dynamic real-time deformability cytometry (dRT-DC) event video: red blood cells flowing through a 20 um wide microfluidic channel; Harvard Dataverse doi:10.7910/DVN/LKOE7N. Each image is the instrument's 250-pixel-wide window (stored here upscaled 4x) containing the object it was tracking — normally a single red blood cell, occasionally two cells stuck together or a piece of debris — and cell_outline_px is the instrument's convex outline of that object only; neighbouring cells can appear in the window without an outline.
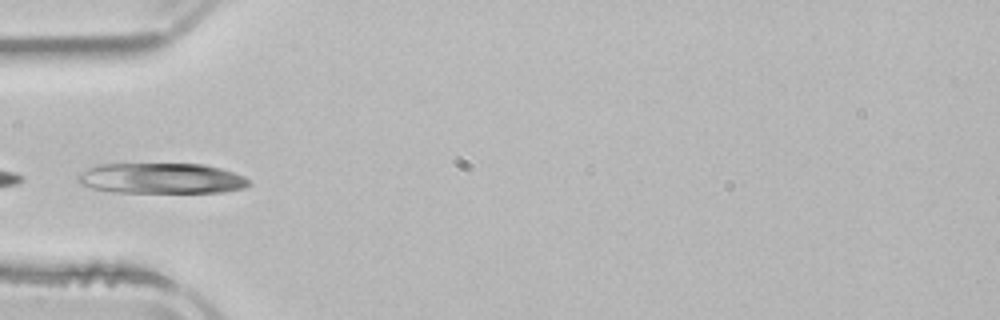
{"species": "common noctule bat (a hibernating species)", "species_latin": "Nyctalus noctula", "temperature_condition": "room temperature", "stored_images_in_passage": 4, "camera_frame_rate_fps": 3000, "um_per_image_px": 0.085, "animal": {"sex": "male", "body_mass_g": 21.5, "forearm_length_mm": 52.0}, "frame": {"image": 1, "passage_image": 4, "time_ms": 4.333, "image_size_px": [1000, 320], "cell_outline_px": [[248, 184], [244, 188], [220, 192], [112, 192], [92, 188], [80, 184], [80, 176], [88, 168], [96, 164], [204, 164], [220, 168], [244, 176], [248, 180]], "centroid_in_image_um": [13.73, 15.16], "position_along_channel_um": 71.3, "area_um2": 30.06}}